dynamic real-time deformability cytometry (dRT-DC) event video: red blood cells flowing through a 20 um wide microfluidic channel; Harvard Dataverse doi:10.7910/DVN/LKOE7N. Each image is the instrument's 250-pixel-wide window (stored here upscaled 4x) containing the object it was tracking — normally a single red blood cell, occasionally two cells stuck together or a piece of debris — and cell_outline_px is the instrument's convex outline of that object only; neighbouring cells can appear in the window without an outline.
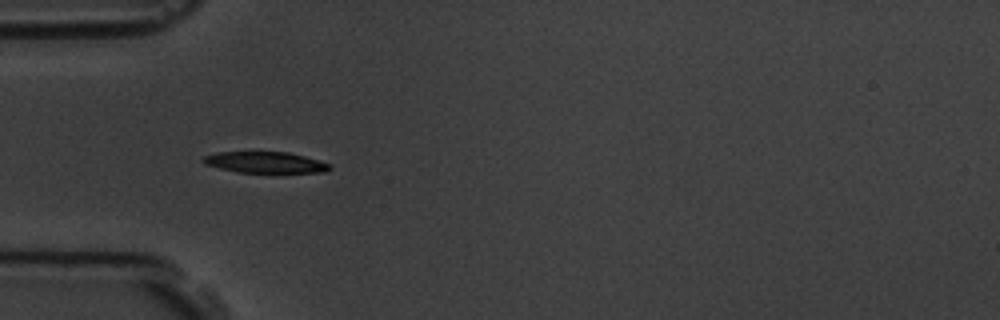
{"species": "common noctule bat (a hibernating species)", "species_latin": "Nyctalus noctula", "temperature_condition": "room temperature", "stored_images_in_passage": 5, "camera_frame_rate_fps": 3000, "um_per_image_px": 0.085, "animal": {"sex": "male", "body_mass_g": 19.5, "forearm_length_mm": 54.6}, "frame": {"image": 1, "passage_image": 4, "time_ms": 3.667, "image_size_px": [1000, 320], "cell_outline_px": [[332, 168], [324, 172], [236, 172], [204, 164], [200, 160], [204, 156], [216, 152], [288, 152], [320, 160], [332, 164]], "centroid_in_image_um": [22.54, 13.79], "position_along_channel_um": 62.5, "area_um2": 15.61}}
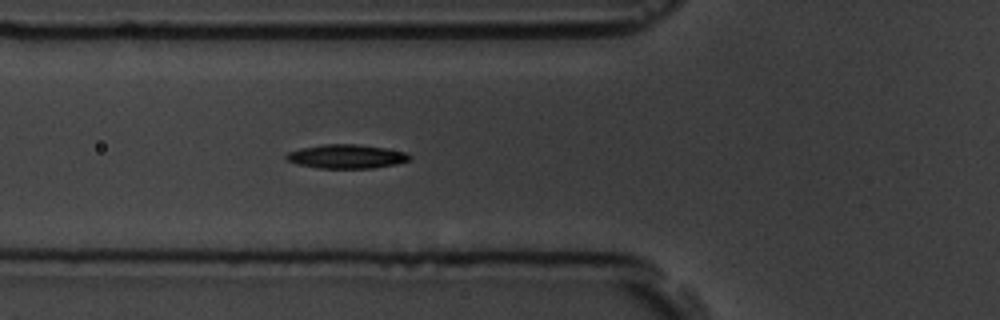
{"frame": {"image": 2, "passage_image": 5, "time_ms": 4.667, "image_size_px": [1000, 320], "cell_outline_px": [[412, 156], [408, 160], [396, 164], [372, 168], [316, 168], [300, 164], [288, 160], [284, 156], [288, 152], [300, 148], [324, 144], [356, 144], [384, 148], [408, 152]], "centroid_in_image_um": [29.46, 13.29], "position_along_channel_um": 96.3, "area_um2": 17.11}}